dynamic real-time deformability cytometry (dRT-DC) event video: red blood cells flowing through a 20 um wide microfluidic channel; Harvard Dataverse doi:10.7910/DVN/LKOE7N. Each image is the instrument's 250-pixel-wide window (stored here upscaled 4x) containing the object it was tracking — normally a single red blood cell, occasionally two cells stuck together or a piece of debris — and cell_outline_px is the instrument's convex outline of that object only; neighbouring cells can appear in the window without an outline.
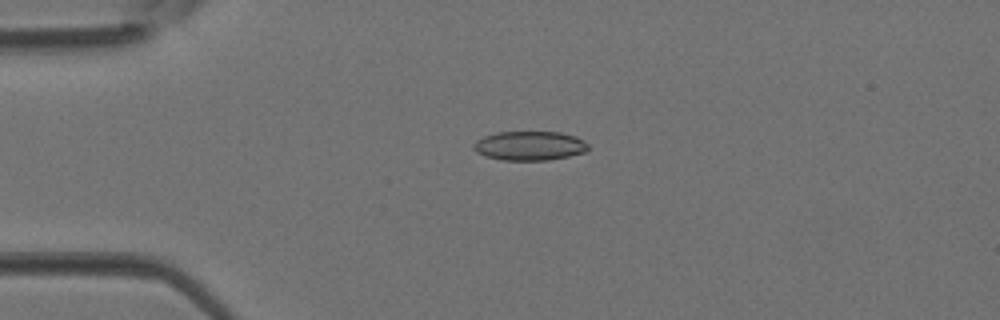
{"species": "Egyptian fruit bat (a non-hibernating species)", "species_latin": "Rousettus aegyptiacus", "temperature_condition": "room temperature", "stored_images_in_passage": 3, "camera_frame_rate_fps": 3000, "um_per_image_px": 0.085, "animal": {"sex": "female"}, "frame": {"image": 1, "passage_image": 2, "time_ms": 0.333, "image_size_px": [1000, 320], "cell_outline_px": [[588, 148], [584, 152], [568, 156], [548, 160], [500, 160], [484, 156], [476, 152], [472, 148], [472, 144], [476, 140], [484, 136], [496, 132], [560, 132], [576, 136], [584, 140], [588, 144]], "centroid_in_image_um": [44.98, 12.39], "position_along_channel_um": 40.0, "area_um2": 19.65}}